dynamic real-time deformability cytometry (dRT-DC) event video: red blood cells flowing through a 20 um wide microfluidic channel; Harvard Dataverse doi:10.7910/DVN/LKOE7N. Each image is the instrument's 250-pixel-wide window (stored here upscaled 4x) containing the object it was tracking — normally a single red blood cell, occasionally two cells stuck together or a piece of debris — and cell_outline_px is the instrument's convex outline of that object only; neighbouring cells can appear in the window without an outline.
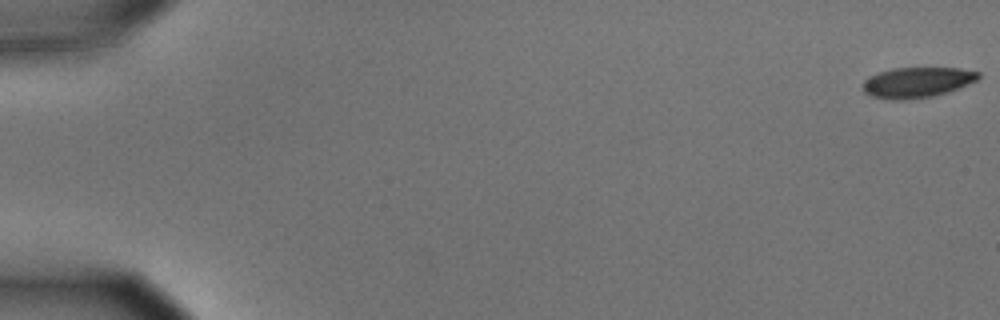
{"species": "common noctule bat (a hibernating species)", "species_latin": "Nyctalus noctula", "temperature_condition": "cold", "stored_images_in_passage": 57, "camera_frame_rate_fps": 3000, "um_per_image_px": 0.085, "animal": {"sex": "male", "body_mass_g": 15.6}, "frame": {"image": 1, "passage_image": 1, "time_ms": 0.0, "image_size_px": [1000, 320], "cell_outline_px": [[980, 76], [976, 80], [956, 88], [932, 96], [904, 100], [888, 100], [872, 96], [864, 92], [864, 80], [868, 76], [892, 68], [960, 68], [980, 72]], "centroid_in_image_um": [77.91, 6.99], "position_along_channel_um": 7.1, "area_um2": 20.23}}
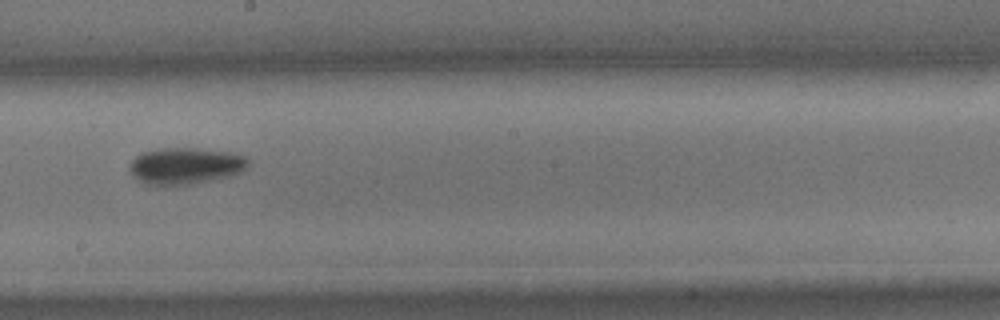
{"frame": {"image": 2, "passage_image": 33, "time_ms": 10.667, "image_size_px": [1000, 320], "cell_outline_px": [[248, 164], [244, 172], [232, 176], [212, 180], [164, 188], [148, 184], [132, 176], [128, 168], [128, 164], [140, 152], [164, 148], [196, 148], [232, 152], [244, 156], [248, 160]], "centroid_in_image_um": [15.74, 14.12], "position_along_channel_um": 232.5, "area_um2": 25.89}}
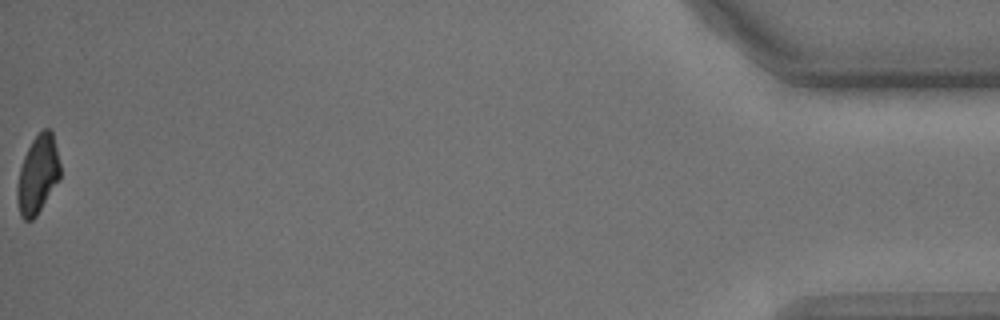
{"frame": {"image": 3, "passage_image": 57, "time_ms": 18.667, "image_size_px": [1000, 320], "cell_outline_px": [[60, 180], [36, 216], [32, 220], [24, 220], [20, 216], [16, 200], [16, 188], [20, 168], [24, 156], [32, 140], [44, 128], [48, 128], [52, 132], [60, 164]], "centroid_in_image_um": [3.2, 14.88], "position_along_channel_um": 432.0, "area_um2": 19.65}, "authors_computed_cell_mechanics": {"area_um2": 22.542, "velocity_mm_per_s": 3.6216, "shape_relaxation_time_tau1_ms": 2.6767, "shape_relaxation_time_tau2_ms": null, "deformation_change_tau1": 0.1048, "deformation_change_tau2": null}}